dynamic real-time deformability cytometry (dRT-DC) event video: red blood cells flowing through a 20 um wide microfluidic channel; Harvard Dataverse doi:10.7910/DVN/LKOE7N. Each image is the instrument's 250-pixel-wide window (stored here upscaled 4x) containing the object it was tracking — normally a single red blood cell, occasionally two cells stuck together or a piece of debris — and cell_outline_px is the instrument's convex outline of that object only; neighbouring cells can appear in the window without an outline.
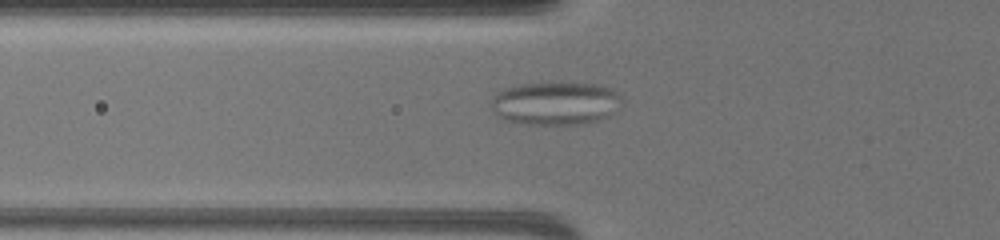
{"species": "common noctule bat (a hibernating species)", "species_latin": "Nyctalus noctula", "temperature_condition": "warm", "stored_images_in_passage": 44, "camera_frame_rate_fps": 3000, "um_per_image_px": 0.085, "animal": {"sex": "female", "body_mass_g": 19.5, "forearm_length_mm": 54.1}, "frame": {"image": 1, "passage_image": 2, "time_ms": 0.333, "image_size_px": [1000, 240], "cell_outline_px": [[624, 100], [608, 116], [600, 120], [580, 124], [528, 124], [504, 120], [496, 116], [492, 108], [492, 100], [500, 92], [508, 88], [524, 84], [596, 84], [612, 88]], "centroid_in_image_um": [47.25, 8.81], "position_along_channel_um": 78.6, "area_um2": 32.25}}
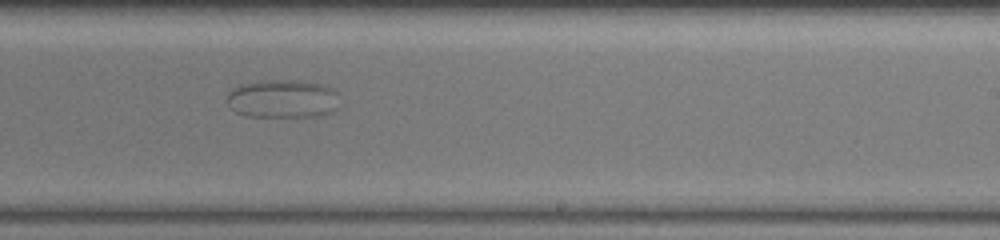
{"frame": {"image": 2, "passage_image": 20, "time_ms": 6.333, "image_size_px": [1000, 240], "cell_outline_px": [[336, 108], [332, 112], [316, 116], [244, 116], [228, 108], [228, 92], [232, 88], [244, 84], [264, 80], [288, 80], [324, 84], [332, 88], [336, 92]], "centroid_in_image_um": [23.98, 8.4], "position_along_channel_um": 265.0, "area_um2": 24.97}}
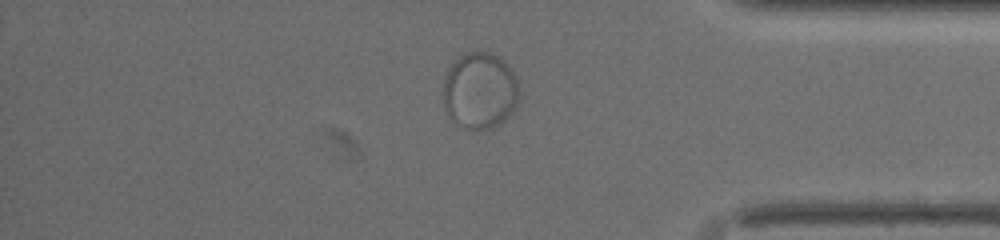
{"frame": {"image": 3, "passage_image": 34, "time_ms": 11.0, "image_size_px": [1000, 240], "cell_outline_px": [[516, 104], [512, 112], [500, 124], [492, 128], [464, 128], [456, 124], [452, 120], [444, 104], [444, 80], [452, 64], [460, 56], [468, 52], [488, 52], [504, 60], [508, 64], [516, 76]], "centroid_in_image_um": [40.78, 7.7], "position_along_channel_um": 394.4, "area_um2": 33.23}}